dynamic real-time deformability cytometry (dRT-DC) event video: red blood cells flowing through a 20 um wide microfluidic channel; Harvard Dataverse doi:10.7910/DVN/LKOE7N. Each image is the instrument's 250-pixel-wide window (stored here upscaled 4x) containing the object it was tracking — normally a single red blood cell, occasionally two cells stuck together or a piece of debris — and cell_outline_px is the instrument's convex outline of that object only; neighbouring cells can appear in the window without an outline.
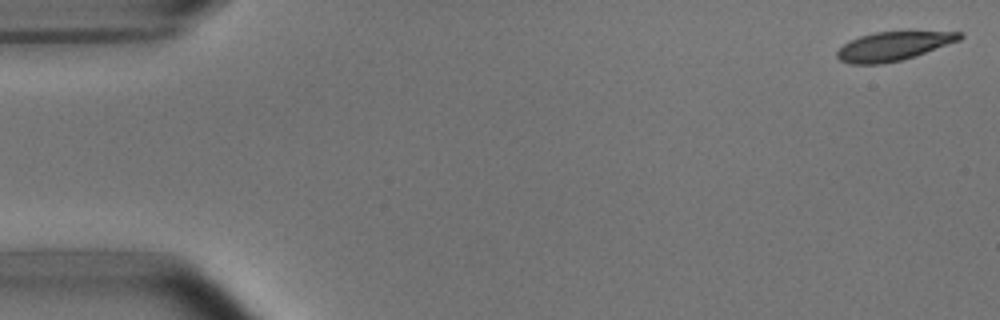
{"species": "common noctule bat (a hibernating species)", "species_latin": "Nyctalus noctula", "temperature_condition": "room temperature", "stored_images_in_passage": 5, "camera_frame_rate_fps": 3000, "um_per_image_px": 0.085, "animal": {"sex": "male", "body_mass_g": 15.6}, "frame": {"image": 1, "passage_image": 1, "time_ms": 0.0, "image_size_px": [1000, 320], "cell_outline_px": [[964, 36], [960, 40], [900, 60], [880, 64], [848, 64], [840, 60], [836, 56], [836, 52], [848, 40], [860, 36], [876, 32], [960, 32]], "centroid_in_image_um": [75.86, 3.93], "position_along_channel_um": 9.1, "area_um2": 20.17}}
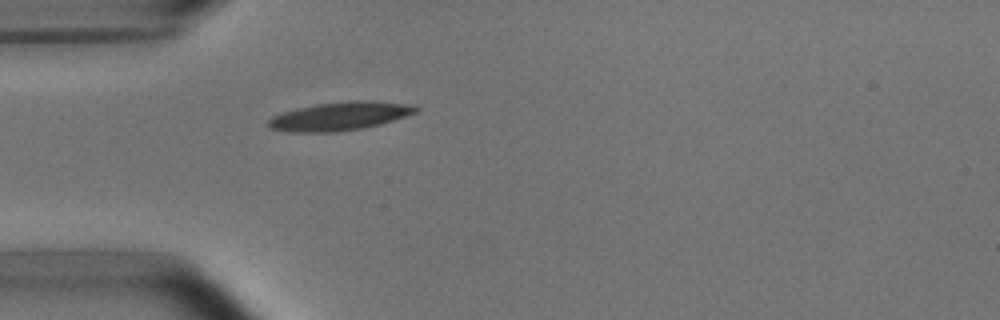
{"frame": {"image": 2, "passage_image": 5, "time_ms": 4.667, "image_size_px": [1000, 320], "cell_outline_px": [[420, 108], [416, 112], [380, 124], [360, 128], [336, 132], [292, 132], [268, 128], [268, 120], [272, 116], [296, 108], [316, 104], [348, 100], [376, 100], [412, 104]], "centroid_in_image_um": [28.89, 9.85], "position_along_channel_um": 56.1, "area_um2": 24.51}}